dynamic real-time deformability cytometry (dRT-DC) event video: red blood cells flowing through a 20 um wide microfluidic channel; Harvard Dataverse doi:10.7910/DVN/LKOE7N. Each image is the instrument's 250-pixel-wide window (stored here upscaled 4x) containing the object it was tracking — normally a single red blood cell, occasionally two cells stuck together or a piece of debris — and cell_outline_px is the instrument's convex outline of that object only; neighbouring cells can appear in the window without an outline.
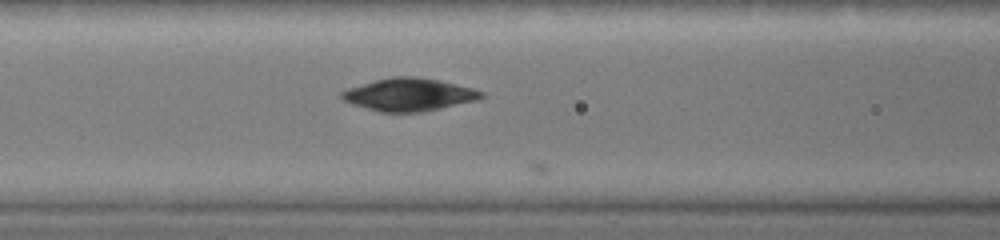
{"species": "common noctule bat (a hibernating species)", "species_latin": "Nyctalus noctula", "temperature_condition": "warm", "stored_images_in_passage": 14, "camera_frame_rate_fps": 3000, "um_per_image_px": 0.085, "animal": {"sex": "female", "body_mass_g": 19.0, "forearm_length_mm": 51.5}, "frame": {"image": 1, "passage_image": 6, "time_ms": 1.333, "image_size_px": [1000, 240], "cell_outline_px": [[484, 96], [480, 100], [420, 112], [380, 112], [352, 104], [344, 100], [340, 96], [340, 92], [348, 88], [376, 80], [392, 76], [416, 76], [440, 80], [472, 88], [484, 92]], "centroid_in_image_um": [34.79, 8.03], "position_along_channel_um": 131.8, "area_um2": 26.59}}